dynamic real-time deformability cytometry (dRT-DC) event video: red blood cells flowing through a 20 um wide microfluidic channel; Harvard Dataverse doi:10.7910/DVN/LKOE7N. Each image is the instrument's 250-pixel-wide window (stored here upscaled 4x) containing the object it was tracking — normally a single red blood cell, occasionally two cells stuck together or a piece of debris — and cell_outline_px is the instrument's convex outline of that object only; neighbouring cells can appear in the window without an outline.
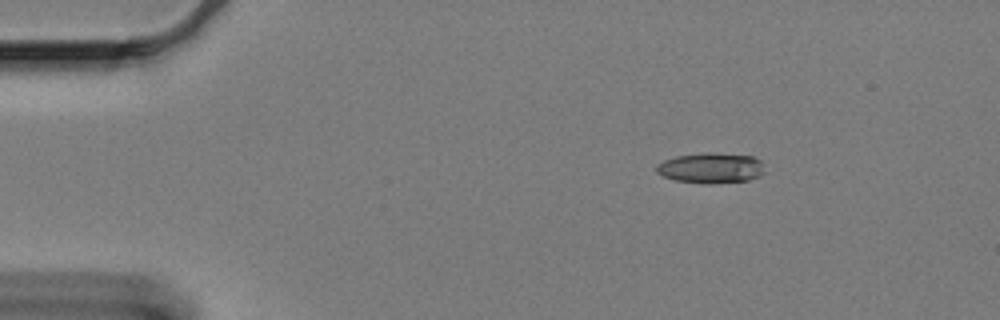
{"species": "Egyptian fruit bat (a non-hibernating species)", "species_latin": "Rousettus aegyptiacus", "temperature_condition": "cold", "stored_images_in_passage": 23, "camera_frame_rate_fps": 3000, "um_per_image_px": 0.085, "animal": {"sex": "female"}, "frame": {"image": 1, "passage_image": 1, "time_ms": 0.0, "image_size_px": [1000, 320], "cell_outline_px": [[764, 172], [760, 176], [748, 180], [708, 184], [704, 184], [676, 180], [664, 176], [656, 172], [656, 164], [664, 160], [676, 156], [708, 152], [752, 156], [760, 160]], "centroid_in_image_um": [60.41, 14.28], "position_along_channel_um": 24.6, "area_um2": 19.13}}
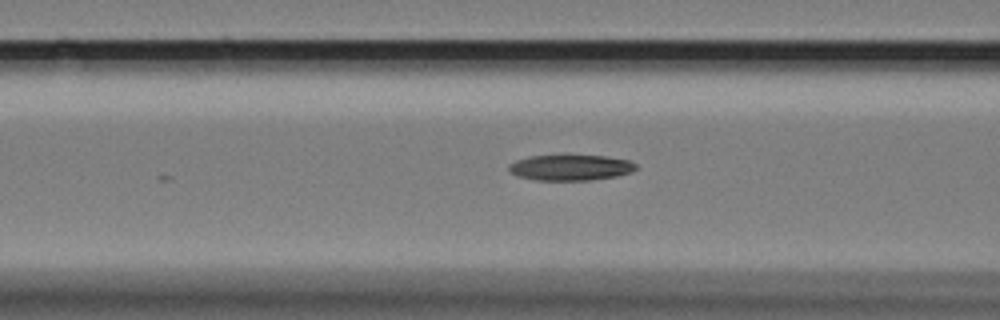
{"frame": {"image": 2, "passage_image": 16, "time_ms": 5.0, "image_size_px": [1000, 320], "cell_outline_px": [[640, 168], [632, 172], [616, 176], [588, 180], [536, 180], [516, 176], [508, 168], [508, 164], [516, 160], [528, 156], [568, 152], [604, 156], [628, 160], [636, 164]], "centroid_in_image_um": [48.48, 14.19], "position_along_channel_um": 118.1, "area_um2": 20.06}}
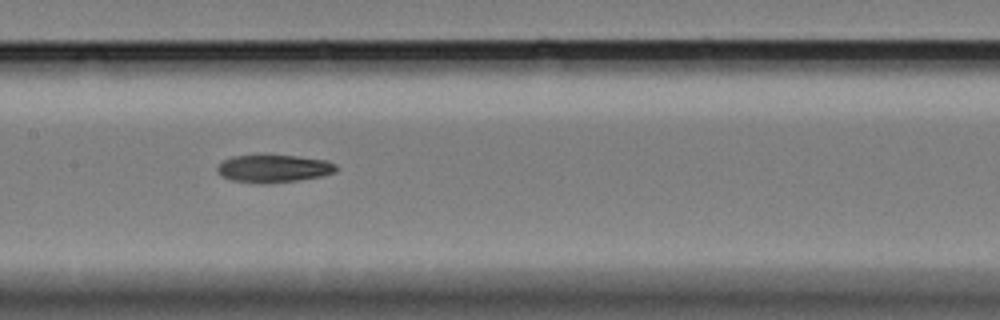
{"frame": {"image": 3, "passage_image": 22, "time_ms": 7.0, "image_size_px": [1000, 320], "cell_outline_px": [[340, 168], [336, 172], [324, 176], [296, 180], [264, 184], [260, 184], [232, 180], [220, 176], [216, 172], [216, 168], [224, 160], [232, 156], [296, 156], [328, 160], [336, 164]], "centroid_in_image_um": [23.3, 14.34], "position_along_channel_um": 184.1, "area_um2": 19.25}}